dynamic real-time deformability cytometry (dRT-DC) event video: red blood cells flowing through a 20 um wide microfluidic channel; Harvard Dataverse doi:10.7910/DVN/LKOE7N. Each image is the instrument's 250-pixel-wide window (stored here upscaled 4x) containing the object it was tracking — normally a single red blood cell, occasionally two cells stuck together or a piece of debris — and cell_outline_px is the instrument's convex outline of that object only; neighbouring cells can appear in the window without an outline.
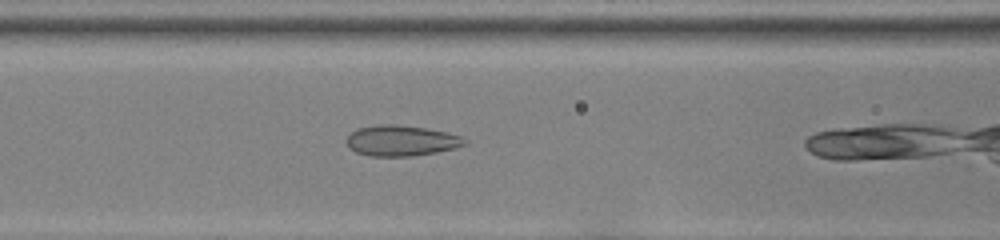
{"species": "common noctule bat (a hibernating species)", "species_latin": "Nyctalus noctula", "temperature_condition": "room temperature", "stored_images_in_passage": 13, "camera_frame_rate_fps": 3000, "um_per_image_px": 0.085, "animal": {"sex": "female", "body_mass_g": 22.0, "forearm_length_mm": 56.7}, "frame": {"image": 1, "passage_image": 3, "time_ms": 0.667, "image_size_px": [1000, 240], "cell_outline_px": [[468, 144], [456, 148], [436, 152], [412, 156], [372, 156], [356, 152], [344, 140], [356, 128], [380, 124], [396, 124], [424, 128], [448, 132], [464, 136], [468, 140]], "centroid_in_image_um": [34.16, 11.95], "position_along_channel_um": 132.4, "area_um2": 21.27}}
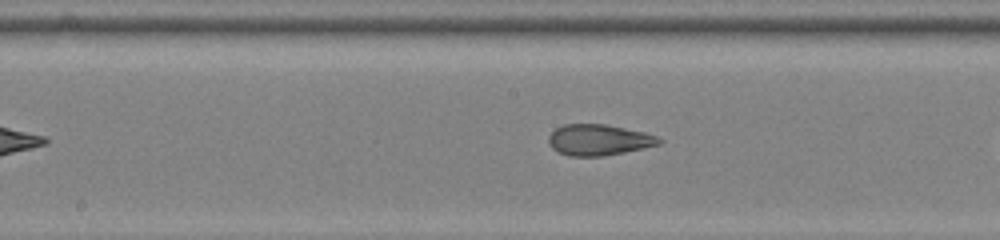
{"frame": {"image": 2, "passage_image": 8, "time_ms": 2.333, "image_size_px": [1000, 240], "cell_outline_px": [[664, 140], [660, 144], [644, 148], [604, 156], [568, 156], [556, 152], [548, 144], [548, 136], [556, 128], [564, 124], [608, 124], [644, 132], [660, 136]], "centroid_in_image_um": [50.9, 11.89], "position_along_channel_um": 197.3, "area_um2": 20.29}}
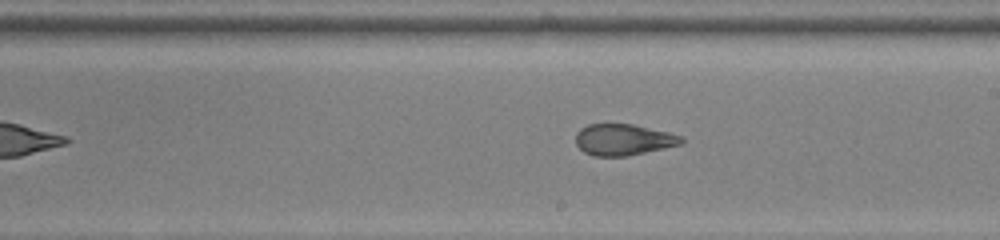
{"frame": {"image": 3, "passage_image": 11, "time_ms": 3.333, "image_size_px": [1000, 240], "cell_outline_px": [[684, 144], [624, 156], [592, 156], [584, 152], [576, 144], [576, 132], [580, 128], [588, 124], [632, 124], [668, 132], [684, 136]], "centroid_in_image_um": [52.99, 11.87], "position_along_channel_um": 236.0, "area_um2": 19.31}}